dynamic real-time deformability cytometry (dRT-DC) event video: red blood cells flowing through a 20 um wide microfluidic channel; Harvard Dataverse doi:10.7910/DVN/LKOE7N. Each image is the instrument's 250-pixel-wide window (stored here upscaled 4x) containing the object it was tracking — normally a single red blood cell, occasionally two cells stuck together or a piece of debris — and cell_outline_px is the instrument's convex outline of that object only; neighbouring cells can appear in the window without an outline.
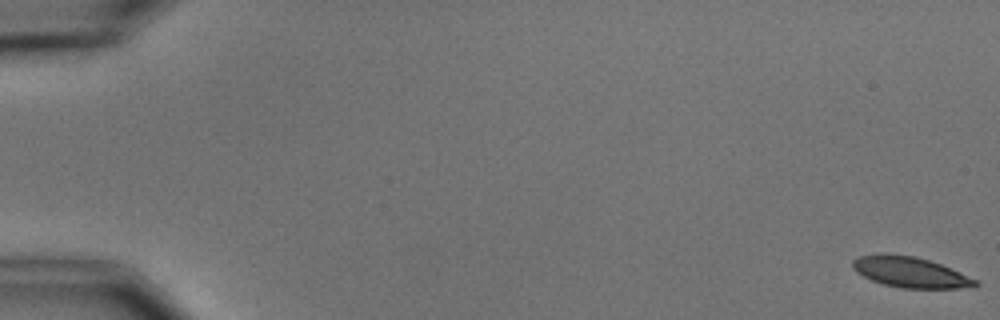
{"species": "common noctule bat (a hibernating species)", "species_latin": "Nyctalus noctula", "temperature_condition": "cold", "stored_images_in_passage": 6, "camera_frame_rate_fps": 3000, "um_per_image_px": 0.085, "animal": {"sex": "male", "body_mass_g": 15.6}, "frame": {"image": 1, "passage_image": 1, "time_ms": 0.0, "image_size_px": [1000, 320], "cell_outline_px": [[980, 284], [976, 288], [900, 288], [884, 284], [872, 280], [856, 272], [852, 268], [852, 260], [856, 256], [880, 252], [916, 256], [940, 264], [960, 272], [976, 280]], "centroid_in_image_um": [77.34, 23.12], "position_along_channel_um": 7.7, "area_um2": 22.2}}